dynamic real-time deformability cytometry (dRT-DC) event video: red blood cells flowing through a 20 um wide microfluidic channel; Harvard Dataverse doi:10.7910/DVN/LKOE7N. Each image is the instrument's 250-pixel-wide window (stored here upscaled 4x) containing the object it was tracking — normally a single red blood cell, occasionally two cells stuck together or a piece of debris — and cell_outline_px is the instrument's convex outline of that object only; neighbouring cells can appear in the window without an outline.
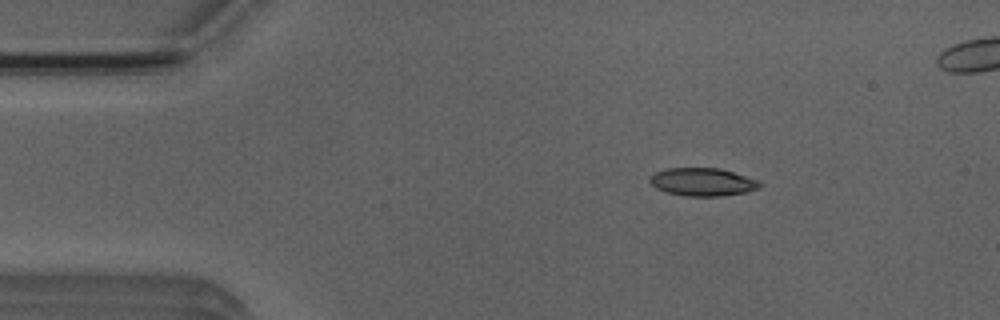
{"species": "Egyptian fruit bat (a non-hibernating species)", "species_latin": "Rousettus aegyptiacus", "temperature_condition": "room temperature", "stored_images_in_passage": 50, "segment_of_instrument_passage": [1, 2], "camera_frame_rate_fps": 3000, "um_per_image_px": 0.085, "animal": {"sex": "male"}, "frame": {"image": 1, "passage_image": 5, "time_ms": 1.333, "image_size_px": [1000, 320], "cell_outline_px": [[760, 188], [748, 192], [720, 196], [684, 196], [668, 192], [656, 188], [648, 180], [648, 176], [656, 172], [668, 168], [720, 168], [760, 180]], "centroid_in_image_um": [59.73, 15.46], "position_along_channel_um": 25.3, "area_um2": 18.03}}
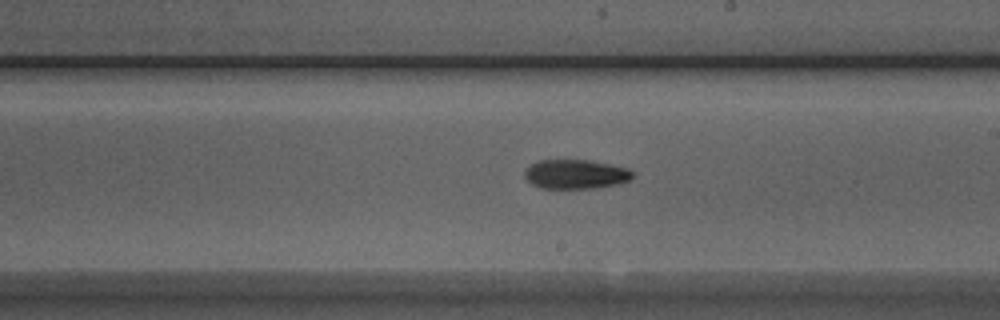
{"frame": {"image": 2, "passage_image": 26, "time_ms": 8.333, "image_size_px": [1000, 320], "cell_outline_px": [[632, 176], [628, 180], [620, 184], [596, 188], [540, 188], [532, 184], [524, 176], [524, 172], [532, 164], [540, 160], [588, 160], [628, 168], [632, 172]], "centroid_in_image_um": [48.93, 14.81], "position_along_channel_um": 240.1, "area_um2": 18.26}}
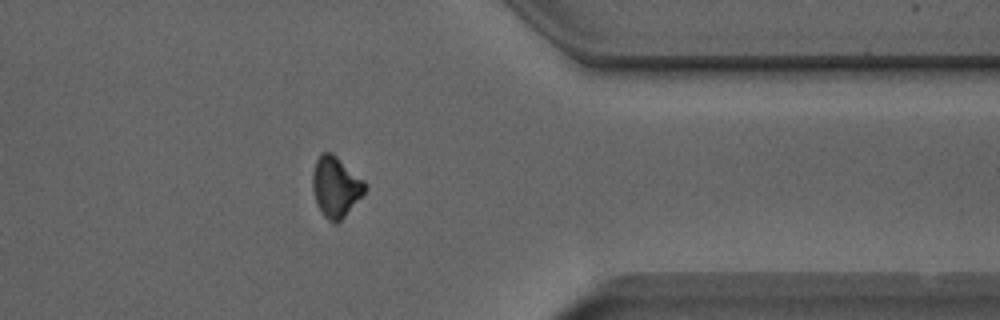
{"frame": {"image": 3, "passage_image": 38, "time_ms": 12.333, "image_size_px": [1000, 320], "cell_outline_px": [[368, 184], [364, 192], [344, 216], [336, 224], [332, 224], [324, 216], [316, 204], [312, 188], [312, 172], [316, 160], [320, 152], [332, 152], [364, 180]], "centroid_in_image_um": [28.51, 15.86], "position_along_channel_um": 382.9, "area_um2": 18.5}}